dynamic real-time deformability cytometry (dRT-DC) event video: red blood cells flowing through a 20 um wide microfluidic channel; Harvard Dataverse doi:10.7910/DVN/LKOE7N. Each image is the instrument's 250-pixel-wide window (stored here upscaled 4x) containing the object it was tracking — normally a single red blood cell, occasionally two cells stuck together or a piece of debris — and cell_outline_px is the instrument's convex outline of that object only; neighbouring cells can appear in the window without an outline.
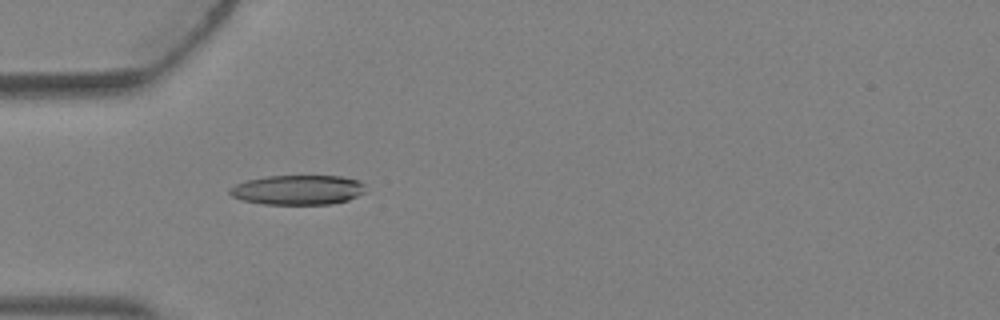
{"species": "Egyptian fruit bat (a non-hibernating species)", "species_latin": "Rousettus aegyptiacus", "temperature_condition": "warm", "stored_images_in_passage": 3, "camera_frame_rate_fps": 3000, "um_per_image_px": 0.085, "animal": {"sex": "female"}, "frame": {"image": 1, "passage_image": 2, "time_ms": 0.333, "image_size_px": [1000, 320], "cell_outline_px": [[368, 192], [348, 200], [332, 204], [264, 204], [240, 200], [232, 196], [228, 192], [228, 188], [236, 184], [248, 180], [268, 176], [340, 176], [360, 180], [364, 184]], "centroid_in_image_um": [25.35, 16.14], "position_along_channel_um": 59.6, "area_um2": 23.76}}
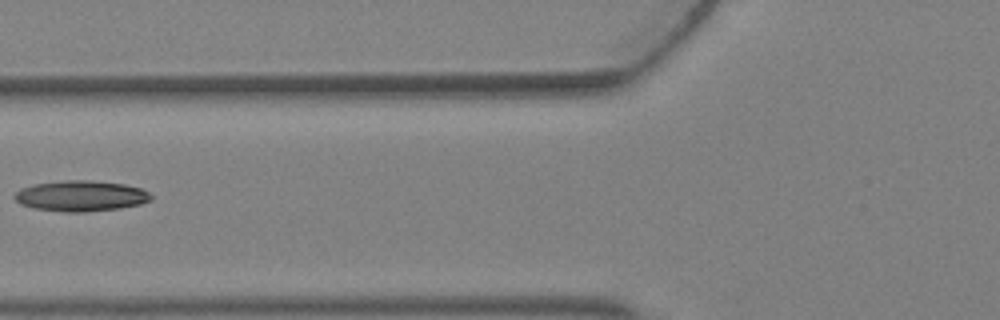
{"frame": {"image": 2, "passage_image": 3, "time_ms": 0.667, "image_size_px": [1000, 320], "cell_outline_px": [[152, 200], [140, 204], [120, 208], [84, 212], [64, 212], [32, 208], [20, 204], [12, 196], [20, 188], [36, 184], [68, 180], [92, 180], [124, 184], [140, 188], [148, 192], [152, 196]], "centroid_in_image_um": [6.86, 16.66], "position_along_channel_um": 118.9, "area_um2": 24.45}}